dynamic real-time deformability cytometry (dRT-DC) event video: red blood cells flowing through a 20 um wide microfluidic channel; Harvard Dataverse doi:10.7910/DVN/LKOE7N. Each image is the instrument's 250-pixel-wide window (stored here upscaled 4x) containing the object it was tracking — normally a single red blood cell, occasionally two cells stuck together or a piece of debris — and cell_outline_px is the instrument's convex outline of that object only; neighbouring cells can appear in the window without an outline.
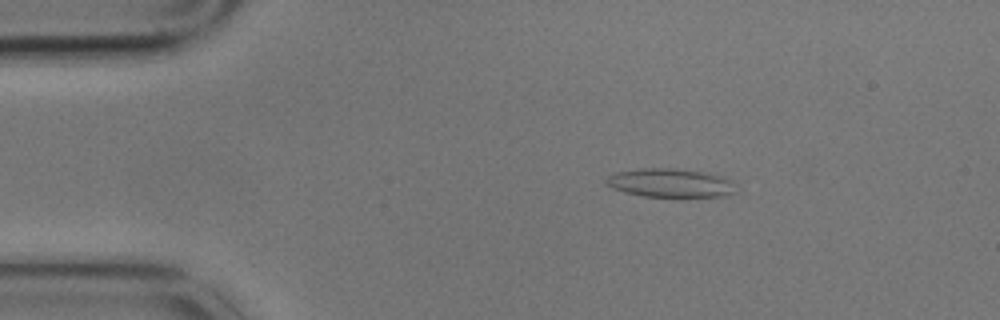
{"species": "common noctule bat (a hibernating species)", "species_latin": "Nyctalus noctula", "temperature_condition": "cold", "stored_images_in_passage": 4, "camera_frame_rate_fps": 3000, "um_per_image_px": 0.085, "animal": {"sex": "male", "body_mass_g": 17.9}, "frame": {"image": 1, "passage_image": 2, "time_ms": 0.333, "image_size_px": [1000, 320], "cell_outline_px": [[736, 192], [724, 196], [680, 200], [644, 196], [624, 192], [612, 188], [604, 184], [604, 180], [608, 176], [616, 172], [644, 168], [676, 168], [704, 172], [724, 176], [732, 180]], "centroid_in_image_um": [57.02, 15.6], "position_along_channel_um": 28.0, "area_um2": 22.89}}